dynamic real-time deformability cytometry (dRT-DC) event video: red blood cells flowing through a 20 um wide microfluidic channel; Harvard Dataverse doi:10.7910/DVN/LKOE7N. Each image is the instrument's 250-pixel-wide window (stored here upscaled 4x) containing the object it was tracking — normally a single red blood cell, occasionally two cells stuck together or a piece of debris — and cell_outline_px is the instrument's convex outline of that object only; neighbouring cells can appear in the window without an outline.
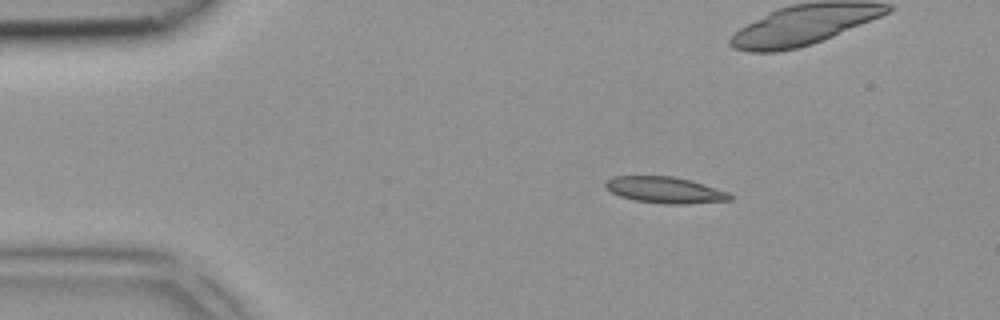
{"species": "common noctule bat (a hibernating species)", "species_latin": "Nyctalus noctula", "temperature_condition": "room temperature", "stored_images_in_passage": 5, "camera_frame_rate_fps": 3000, "um_per_image_px": 0.085, "animal": {"sex": "female", "body_mass_g": 18.4}, "frame": {"image": 1, "passage_image": 1, "time_ms": 0.0, "image_size_px": [1000, 320], "cell_outline_px": [[732, 200], [684, 204], [664, 204], [632, 200], [620, 196], [604, 188], [604, 180], [612, 176], [672, 176], [692, 180], [728, 192], [732, 196]], "centroid_in_image_um": [56.47, 16.14], "position_along_channel_um": 28.5, "area_um2": 19.31}}